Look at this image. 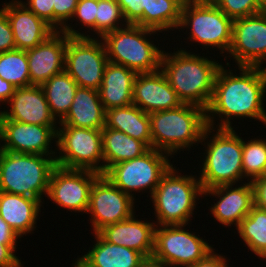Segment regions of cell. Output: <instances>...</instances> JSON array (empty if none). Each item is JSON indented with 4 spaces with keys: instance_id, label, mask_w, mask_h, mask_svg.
<instances>
[{
    "instance_id": "obj_1",
    "label": "cell",
    "mask_w": 266,
    "mask_h": 267,
    "mask_svg": "<svg viewBox=\"0 0 266 267\" xmlns=\"http://www.w3.org/2000/svg\"><path fill=\"white\" fill-rule=\"evenodd\" d=\"M238 68L241 71L239 76L233 75L223 66L217 71L212 98L206 109L209 127L214 128L213 114L214 116L219 114L217 116L221 118L218 128H232L229 119L232 117H250L266 125V112L262 106L266 95V68L262 66H238Z\"/></svg>"
},
{
    "instance_id": "obj_2",
    "label": "cell",
    "mask_w": 266,
    "mask_h": 267,
    "mask_svg": "<svg viewBox=\"0 0 266 267\" xmlns=\"http://www.w3.org/2000/svg\"><path fill=\"white\" fill-rule=\"evenodd\" d=\"M164 53L160 70L182 104H192L207 109L212 98L219 62L191 54L185 50Z\"/></svg>"
},
{
    "instance_id": "obj_3",
    "label": "cell",
    "mask_w": 266,
    "mask_h": 267,
    "mask_svg": "<svg viewBox=\"0 0 266 267\" xmlns=\"http://www.w3.org/2000/svg\"><path fill=\"white\" fill-rule=\"evenodd\" d=\"M149 118L152 148L170 155L206 141L214 130L207 125L206 110L192 104L149 113Z\"/></svg>"
},
{
    "instance_id": "obj_4",
    "label": "cell",
    "mask_w": 266,
    "mask_h": 267,
    "mask_svg": "<svg viewBox=\"0 0 266 267\" xmlns=\"http://www.w3.org/2000/svg\"><path fill=\"white\" fill-rule=\"evenodd\" d=\"M55 167L54 156L45 157V155L2 150L0 191L41 201V195L48 193L50 176Z\"/></svg>"
},
{
    "instance_id": "obj_5",
    "label": "cell",
    "mask_w": 266,
    "mask_h": 267,
    "mask_svg": "<svg viewBox=\"0 0 266 267\" xmlns=\"http://www.w3.org/2000/svg\"><path fill=\"white\" fill-rule=\"evenodd\" d=\"M155 30L137 24H127L124 29L106 33L101 39L104 42L107 58L110 63L125 66L136 73L158 71L163 51L152 44L147 35Z\"/></svg>"
},
{
    "instance_id": "obj_6",
    "label": "cell",
    "mask_w": 266,
    "mask_h": 267,
    "mask_svg": "<svg viewBox=\"0 0 266 267\" xmlns=\"http://www.w3.org/2000/svg\"><path fill=\"white\" fill-rule=\"evenodd\" d=\"M176 172L172 165L150 197L159 226H186L196 208L195 200L203 195L199 179Z\"/></svg>"
},
{
    "instance_id": "obj_7",
    "label": "cell",
    "mask_w": 266,
    "mask_h": 267,
    "mask_svg": "<svg viewBox=\"0 0 266 267\" xmlns=\"http://www.w3.org/2000/svg\"><path fill=\"white\" fill-rule=\"evenodd\" d=\"M214 137L207 144L205 161L201 176L198 178L202 190L220 185H235L241 180L242 139L233 128H218ZM243 176V177H242Z\"/></svg>"
},
{
    "instance_id": "obj_8",
    "label": "cell",
    "mask_w": 266,
    "mask_h": 267,
    "mask_svg": "<svg viewBox=\"0 0 266 267\" xmlns=\"http://www.w3.org/2000/svg\"><path fill=\"white\" fill-rule=\"evenodd\" d=\"M178 27L191 29V41L207 48L214 46L223 53L231 47L233 20L211 0H185Z\"/></svg>"
},
{
    "instance_id": "obj_9",
    "label": "cell",
    "mask_w": 266,
    "mask_h": 267,
    "mask_svg": "<svg viewBox=\"0 0 266 267\" xmlns=\"http://www.w3.org/2000/svg\"><path fill=\"white\" fill-rule=\"evenodd\" d=\"M61 126L57 130L56 146L60 152L55 156L56 166L104 174V165H98L101 160L104 163L101 129Z\"/></svg>"
},
{
    "instance_id": "obj_10",
    "label": "cell",
    "mask_w": 266,
    "mask_h": 267,
    "mask_svg": "<svg viewBox=\"0 0 266 267\" xmlns=\"http://www.w3.org/2000/svg\"><path fill=\"white\" fill-rule=\"evenodd\" d=\"M165 154V155H164ZM168 153L150 148L143 155L112 165L103 175L129 196L132 191L150 189L152 195L172 164Z\"/></svg>"
},
{
    "instance_id": "obj_11",
    "label": "cell",
    "mask_w": 266,
    "mask_h": 267,
    "mask_svg": "<svg viewBox=\"0 0 266 267\" xmlns=\"http://www.w3.org/2000/svg\"><path fill=\"white\" fill-rule=\"evenodd\" d=\"M108 62L102 40L67 35L64 70L74 79L78 87L98 90Z\"/></svg>"
},
{
    "instance_id": "obj_12",
    "label": "cell",
    "mask_w": 266,
    "mask_h": 267,
    "mask_svg": "<svg viewBox=\"0 0 266 267\" xmlns=\"http://www.w3.org/2000/svg\"><path fill=\"white\" fill-rule=\"evenodd\" d=\"M185 225H156L153 257L171 267H192L213 248L202 238L182 229Z\"/></svg>"
},
{
    "instance_id": "obj_13",
    "label": "cell",
    "mask_w": 266,
    "mask_h": 267,
    "mask_svg": "<svg viewBox=\"0 0 266 267\" xmlns=\"http://www.w3.org/2000/svg\"><path fill=\"white\" fill-rule=\"evenodd\" d=\"M134 198L116 187L106 176L100 174L90 189L89 207L93 231L121 222L134 215Z\"/></svg>"
},
{
    "instance_id": "obj_14",
    "label": "cell",
    "mask_w": 266,
    "mask_h": 267,
    "mask_svg": "<svg viewBox=\"0 0 266 267\" xmlns=\"http://www.w3.org/2000/svg\"><path fill=\"white\" fill-rule=\"evenodd\" d=\"M99 175L90 170L56 166L50 176L47 196L67 210L87 213L90 189Z\"/></svg>"
},
{
    "instance_id": "obj_15",
    "label": "cell",
    "mask_w": 266,
    "mask_h": 267,
    "mask_svg": "<svg viewBox=\"0 0 266 267\" xmlns=\"http://www.w3.org/2000/svg\"><path fill=\"white\" fill-rule=\"evenodd\" d=\"M238 66L261 67L266 60V12L233 20L229 49Z\"/></svg>"
},
{
    "instance_id": "obj_16",
    "label": "cell",
    "mask_w": 266,
    "mask_h": 267,
    "mask_svg": "<svg viewBox=\"0 0 266 267\" xmlns=\"http://www.w3.org/2000/svg\"><path fill=\"white\" fill-rule=\"evenodd\" d=\"M56 128L9 120L0 111V137L5 141L0 146L2 150L13 153L55 156L52 149L49 151V145L53 138H57Z\"/></svg>"
},
{
    "instance_id": "obj_17",
    "label": "cell",
    "mask_w": 266,
    "mask_h": 267,
    "mask_svg": "<svg viewBox=\"0 0 266 267\" xmlns=\"http://www.w3.org/2000/svg\"><path fill=\"white\" fill-rule=\"evenodd\" d=\"M133 104L145 113L171 110L182 102L160 70L137 73L133 83Z\"/></svg>"
},
{
    "instance_id": "obj_18",
    "label": "cell",
    "mask_w": 266,
    "mask_h": 267,
    "mask_svg": "<svg viewBox=\"0 0 266 267\" xmlns=\"http://www.w3.org/2000/svg\"><path fill=\"white\" fill-rule=\"evenodd\" d=\"M66 46L67 34L57 30L36 47L26 50L32 85H42L64 71Z\"/></svg>"
},
{
    "instance_id": "obj_19",
    "label": "cell",
    "mask_w": 266,
    "mask_h": 267,
    "mask_svg": "<svg viewBox=\"0 0 266 267\" xmlns=\"http://www.w3.org/2000/svg\"><path fill=\"white\" fill-rule=\"evenodd\" d=\"M232 186V184L220 185L203 190V195L220 197L210 208L211 213L224 226L234 224L237 228L254 206V188L250 181L237 188Z\"/></svg>"
},
{
    "instance_id": "obj_20",
    "label": "cell",
    "mask_w": 266,
    "mask_h": 267,
    "mask_svg": "<svg viewBox=\"0 0 266 267\" xmlns=\"http://www.w3.org/2000/svg\"><path fill=\"white\" fill-rule=\"evenodd\" d=\"M10 112L2 111L9 120L25 124L56 126L49 104L40 85L16 88L9 100Z\"/></svg>"
},
{
    "instance_id": "obj_21",
    "label": "cell",
    "mask_w": 266,
    "mask_h": 267,
    "mask_svg": "<svg viewBox=\"0 0 266 267\" xmlns=\"http://www.w3.org/2000/svg\"><path fill=\"white\" fill-rule=\"evenodd\" d=\"M1 8L12 27L16 49L29 50L45 41L55 30L31 12L20 0L4 3Z\"/></svg>"
},
{
    "instance_id": "obj_22",
    "label": "cell",
    "mask_w": 266,
    "mask_h": 267,
    "mask_svg": "<svg viewBox=\"0 0 266 267\" xmlns=\"http://www.w3.org/2000/svg\"><path fill=\"white\" fill-rule=\"evenodd\" d=\"M155 223L136 220L134 215L127 220L109 224L97 233L107 242L121 245L151 257L154 252Z\"/></svg>"
},
{
    "instance_id": "obj_23",
    "label": "cell",
    "mask_w": 266,
    "mask_h": 267,
    "mask_svg": "<svg viewBox=\"0 0 266 267\" xmlns=\"http://www.w3.org/2000/svg\"><path fill=\"white\" fill-rule=\"evenodd\" d=\"M136 75L135 71L125 66L108 62L98 89L105 111L133 104V83Z\"/></svg>"
},
{
    "instance_id": "obj_24",
    "label": "cell",
    "mask_w": 266,
    "mask_h": 267,
    "mask_svg": "<svg viewBox=\"0 0 266 267\" xmlns=\"http://www.w3.org/2000/svg\"><path fill=\"white\" fill-rule=\"evenodd\" d=\"M105 116L98 90L78 87L67 115L58 123L76 128L102 129Z\"/></svg>"
},
{
    "instance_id": "obj_25",
    "label": "cell",
    "mask_w": 266,
    "mask_h": 267,
    "mask_svg": "<svg viewBox=\"0 0 266 267\" xmlns=\"http://www.w3.org/2000/svg\"><path fill=\"white\" fill-rule=\"evenodd\" d=\"M42 201L32 197L0 191V216L23 237L35 228Z\"/></svg>"
},
{
    "instance_id": "obj_26",
    "label": "cell",
    "mask_w": 266,
    "mask_h": 267,
    "mask_svg": "<svg viewBox=\"0 0 266 267\" xmlns=\"http://www.w3.org/2000/svg\"><path fill=\"white\" fill-rule=\"evenodd\" d=\"M96 244L78 260L86 267H138L145 256L128 247L114 245L95 233Z\"/></svg>"
},
{
    "instance_id": "obj_27",
    "label": "cell",
    "mask_w": 266,
    "mask_h": 267,
    "mask_svg": "<svg viewBox=\"0 0 266 267\" xmlns=\"http://www.w3.org/2000/svg\"><path fill=\"white\" fill-rule=\"evenodd\" d=\"M105 126L119 130L152 148L149 114L134 104L106 111Z\"/></svg>"
},
{
    "instance_id": "obj_28",
    "label": "cell",
    "mask_w": 266,
    "mask_h": 267,
    "mask_svg": "<svg viewBox=\"0 0 266 267\" xmlns=\"http://www.w3.org/2000/svg\"><path fill=\"white\" fill-rule=\"evenodd\" d=\"M101 137L104 173L112 165L139 157L150 149L144 142L106 126L101 129Z\"/></svg>"
},
{
    "instance_id": "obj_29",
    "label": "cell",
    "mask_w": 266,
    "mask_h": 267,
    "mask_svg": "<svg viewBox=\"0 0 266 267\" xmlns=\"http://www.w3.org/2000/svg\"><path fill=\"white\" fill-rule=\"evenodd\" d=\"M49 104L52 115L59 122L67 115L73 102L78 84L64 70L40 85Z\"/></svg>"
},
{
    "instance_id": "obj_30",
    "label": "cell",
    "mask_w": 266,
    "mask_h": 267,
    "mask_svg": "<svg viewBox=\"0 0 266 267\" xmlns=\"http://www.w3.org/2000/svg\"><path fill=\"white\" fill-rule=\"evenodd\" d=\"M185 0H146L143 27L155 31L177 28Z\"/></svg>"
},
{
    "instance_id": "obj_31",
    "label": "cell",
    "mask_w": 266,
    "mask_h": 267,
    "mask_svg": "<svg viewBox=\"0 0 266 267\" xmlns=\"http://www.w3.org/2000/svg\"><path fill=\"white\" fill-rule=\"evenodd\" d=\"M237 230L249 249L266 259V211L254 205Z\"/></svg>"
},
{
    "instance_id": "obj_32",
    "label": "cell",
    "mask_w": 266,
    "mask_h": 267,
    "mask_svg": "<svg viewBox=\"0 0 266 267\" xmlns=\"http://www.w3.org/2000/svg\"><path fill=\"white\" fill-rule=\"evenodd\" d=\"M0 77L16 88L32 85L25 50L15 49L0 54Z\"/></svg>"
},
{
    "instance_id": "obj_33",
    "label": "cell",
    "mask_w": 266,
    "mask_h": 267,
    "mask_svg": "<svg viewBox=\"0 0 266 267\" xmlns=\"http://www.w3.org/2000/svg\"><path fill=\"white\" fill-rule=\"evenodd\" d=\"M242 170L250 182L266 175V139H242Z\"/></svg>"
},
{
    "instance_id": "obj_34",
    "label": "cell",
    "mask_w": 266,
    "mask_h": 267,
    "mask_svg": "<svg viewBox=\"0 0 266 267\" xmlns=\"http://www.w3.org/2000/svg\"><path fill=\"white\" fill-rule=\"evenodd\" d=\"M124 19L121 7L116 0H98L95 16V33L102 38L106 33L115 31Z\"/></svg>"
},
{
    "instance_id": "obj_35",
    "label": "cell",
    "mask_w": 266,
    "mask_h": 267,
    "mask_svg": "<svg viewBox=\"0 0 266 267\" xmlns=\"http://www.w3.org/2000/svg\"><path fill=\"white\" fill-rule=\"evenodd\" d=\"M78 1L79 0H54V30L57 31V29H59V31L67 34L69 37L90 38V35L86 36L81 34L77 30L72 29L70 25L64 24L73 17Z\"/></svg>"
},
{
    "instance_id": "obj_36",
    "label": "cell",
    "mask_w": 266,
    "mask_h": 267,
    "mask_svg": "<svg viewBox=\"0 0 266 267\" xmlns=\"http://www.w3.org/2000/svg\"><path fill=\"white\" fill-rule=\"evenodd\" d=\"M232 20L244 18L264 11L257 0H211Z\"/></svg>"
},
{
    "instance_id": "obj_37",
    "label": "cell",
    "mask_w": 266,
    "mask_h": 267,
    "mask_svg": "<svg viewBox=\"0 0 266 267\" xmlns=\"http://www.w3.org/2000/svg\"><path fill=\"white\" fill-rule=\"evenodd\" d=\"M121 7L125 22L137 24L143 27V9L146 7V0H116Z\"/></svg>"
},
{
    "instance_id": "obj_38",
    "label": "cell",
    "mask_w": 266,
    "mask_h": 267,
    "mask_svg": "<svg viewBox=\"0 0 266 267\" xmlns=\"http://www.w3.org/2000/svg\"><path fill=\"white\" fill-rule=\"evenodd\" d=\"M98 0H79L72 18H78L83 25L95 32V16Z\"/></svg>"
},
{
    "instance_id": "obj_39",
    "label": "cell",
    "mask_w": 266,
    "mask_h": 267,
    "mask_svg": "<svg viewBox=\"0 0 266 267\" xmlns=\"http://www.w3.org/2000/svg\"><path fill=\"white\" fill-rule=\"evenodd\" d=\"M23 4L54 29V0H27Z\"/></svg>"
},
{
    "instance_id": "obj_40",
    "label": "cell",
    "mask_w": 266,
    "mask_h": 267,
    "mask_svg": "<svg viewBox=\"0 0 266 267\" xmlns=\"http://www.w3.org/2000/svg\"><path fill=\"white\" fill-rule=\"evenodd\" d=\"M16 49L14 35L7 14L0 9V54Z\"/></svg>"
},
{
    "instance_id": "obj_41",
    "label": "cell",
    "mask_w": 266,
    "mask_h": 267,
    "mask_svg": "<svg viewBox=\"0 0 266 267\" xmlns=\"http://www.w3.org/2000/svg\"><path fill=\"white\" fill-rule=\"evenodd\" d=\"M16 245L0 243V267H21V261L14 254Z\"/></svg>"
},
{
    "instance_id": "obj_42",
    "label": "cell",
    "mask_w": 266,
    "mask_h": 267,
    "mask_svg": "<svg viewBox=\"0 0 266 267\" xmlns=\"http://www.w3.org/2000/svg\"><path fill=\"white\" fill-rule=\"evenodd\" d=\"M254 188V205L266 211V175L252 181Z\"/></svg>"
},
{
    "instance_id": "obj_43",
    "label": "cell",
    "mask_w": 266,
    "mask_h": 267,
    "mask_svg": "<svg viewBox=\"0 0 266 267\" xmlns=\"http://www.w3.org/2000/svg\"><path fill=\"white\" fill-rule=\"evenodd\" d=\"M225 259L226 258L219 254L217 255L216 253H214V250H212L192 267H229L226 264L227 260Z\"/></svg>"
},
{
    "instance_id": "obj_44",
    "label": "cell",
    "mask_w": 266,
    "mask_h": 267,
    "mask_svg": "<svg viewBox=\"0 0 266 267\" xmlns=\"http://www.w3.org/2000/svg\"><path fill=\"white\" fill-rule=\"evenodd\" d=\"M18 234L0 216V243L17 245Z\"/></svg>"
},
{
    "instance_id": "obj_45",
    "label": "cell",
    "mask_w": 266,
    "mask_h": 267,
    "mask_svg": "<svg viewBox=\"0 0 266 267\" xmlns=\"http://www.w3.org/2000/svg\"><path fill=\"white\" fill-rule=\"evenodd\" d=\"M16 87L0 77V102H9L15 92Z\"/></svg>"
},
{
    "instance_id": "obj_46",
    "label": "cell",
    "mask_w": 266,
    "mask_h": 267,
    "mask_svg": "<svg viewBox=\"0 0 266 267\" xmlns=\"http://www.w3.org/2000/svg\"><path fill=\"white\" fill-rule=\"evenodd\" d=\"M138 267H170V265L151 256L145 257Z\"/></svg>"
},
{
    "instance_id": "obj_47",
    "label": "cell",
    "mask_w": 266,
    "mask_h": 267,
    "mask_svg": "<svg viewBox=\"0 0 266 267\" xmlns=\"http://www.w3.org/2000/svg\"><path fill=\"white\" fill-rule=\"evenodd\" d=\"M258 1V5L265 10L266 9V0H257Z\"/></svg>"
},
{
    "instance_id": "obj_48",
    "label": "cell",
    "mask_w": 266,
    "mask_h": 267,
    "mask_svg": "<svg viewBox=\"0 0 266 267\" xmlns=\"http://www.w3.org/2000/svg\"><path fill=\"white\" fill-rule=\"evenodd\" d=\"M73 267H86L85 265H83L78 259L75 262V264H73Z\"/></svg>"
},
{
    "instance_id": "obj_49",
    "label": "cell",
    "mask_w": 266,
    "mask_h": 267,
    "mask_svg": "<svg viewBox=\"0 0 266 267\" xmlns=\"http://www.w3.org/2000/svg\"><path fill=\"white\" fill-rule=\"evenodd\" d=\"M0 140H1V137H0ZM1 152H2V147H0V155H1Z\"/></svg>"
}]
</instances>
